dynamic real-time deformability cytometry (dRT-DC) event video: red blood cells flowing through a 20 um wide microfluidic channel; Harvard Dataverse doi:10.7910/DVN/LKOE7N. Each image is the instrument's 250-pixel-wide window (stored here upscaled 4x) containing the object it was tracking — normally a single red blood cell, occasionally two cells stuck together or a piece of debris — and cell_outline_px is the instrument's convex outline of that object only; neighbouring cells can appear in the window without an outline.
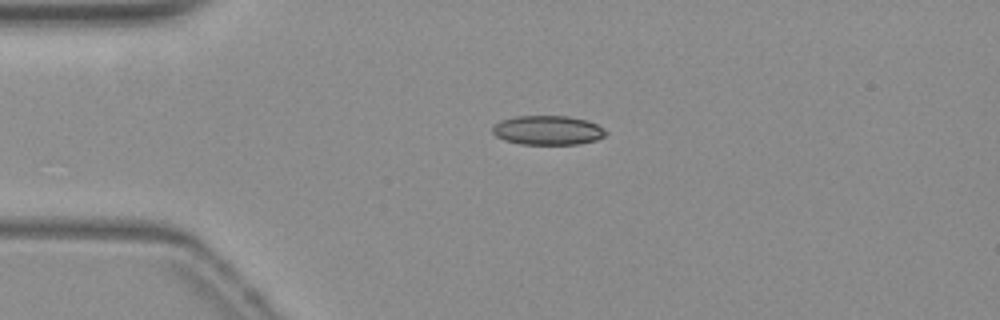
{"species": "common noctule bat (a hibernating species)", "species_latin": "Nyctalus noctula", "temperature_condition": "warm", "stored_images_in_passage": 43, "camera_frame_rate_fps": 3000, "um_per_image_px": 0.085, "animal": {"sex": "female", "body_mass_g": 19.3, "forearm_length_mm": 54.1}, "frame": {"image": 1, "passage_image": 1, "time_ms": 0.0, "image_size_px": [1000, 320], "cell_outline_px": [[608, 132], [604, 136], [596, 140], [576, 144], [520, 144], [504, 140], [496, 136], [492, 132], [492, 128], [500, 120], [516, 116], [568, 116], [588, 120], [596, 124]], "centroid_in_image_um": [46.55, 11.07], "position_along_channel_um": 38.4, "area_um2": 19.31}}
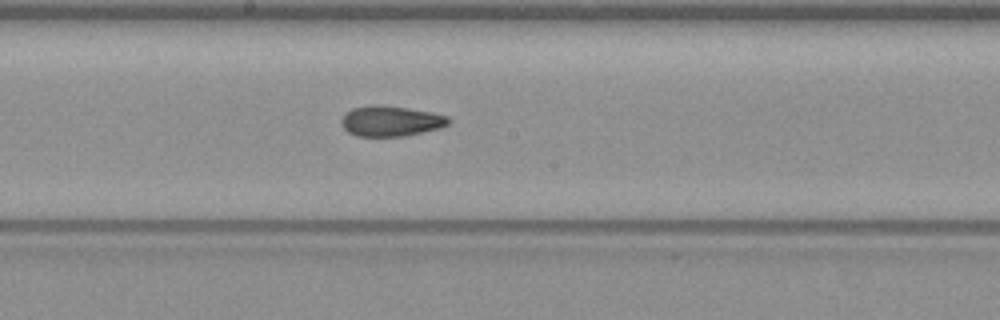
{"frame": {"image": 2, "passage_image": 17, "time_ms": 5.333, "image_size_px": [1000, 320], "cell_outline_px": [[452, 120], [448, 124], [440, 128], [404, 136], [356, 136], [348, 132], [340, 124], [340, 120], [344, 112], [352, 108], [376, 104], [380, 104], [408, 108], [432, 112], [448, 116]], "centroid_in_image_um": [33.19, 10.28], "position_along_channel_um": 215.0, "area_um2": 19.25}}
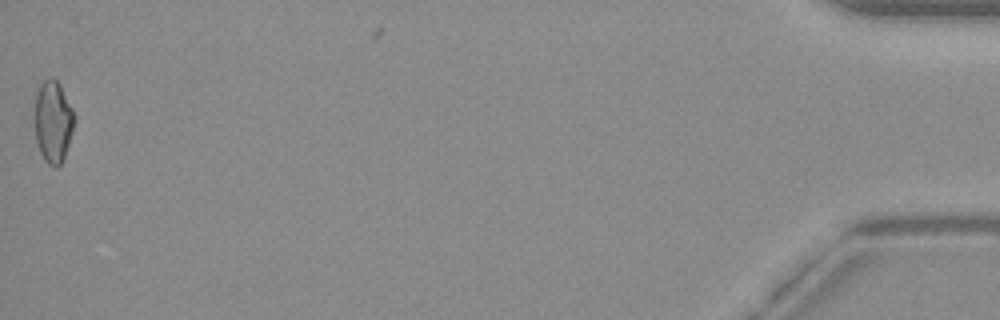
{"frame": {"image": 3, "passage_image": 42, "time_ms": 13.667, "image_size_px": [1000, 320], "cell_outline_px": [[76, 120], [64, 160], [56, 168], [48, 164], [44, 160], [40, 152], [36, 140], [36, 92], [40, 80], [52, 76], [60, 84], [72, 108]], "centroid_in_image_um": [4.53, 10.32], "position_along_channel_um": 430.7, "area_um2": 19.13}, "authors_computed_cell_mechanics": {"area_um2": 18.7272, "velocity_mm_per_s": 3.8541, "shape_relaxation_time_tau1_ms": null, "shape_relaxation_time_tau2_ms": 3.8855, "deformation_change_tau1": null, "deformation_change_tau2": 0.1042}}